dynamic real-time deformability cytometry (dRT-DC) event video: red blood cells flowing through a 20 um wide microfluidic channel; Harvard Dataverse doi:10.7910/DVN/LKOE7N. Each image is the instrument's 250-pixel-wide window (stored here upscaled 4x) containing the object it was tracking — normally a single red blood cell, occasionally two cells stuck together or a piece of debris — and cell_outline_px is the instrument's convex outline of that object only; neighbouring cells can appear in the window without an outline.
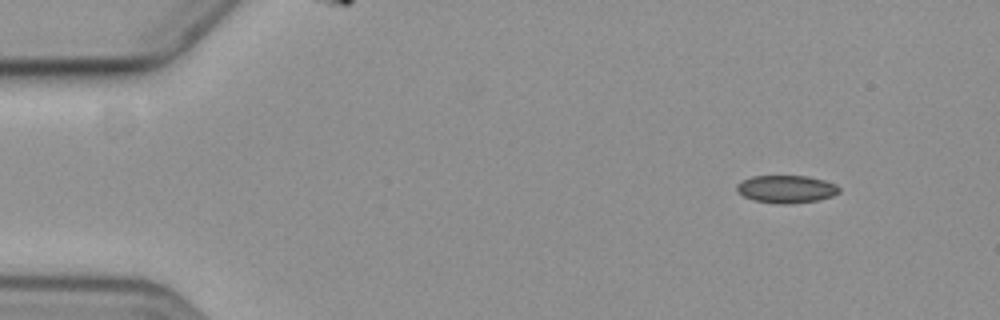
{"species": "common noctule bat (a hibernating species)", "species_latin": "Nyctalus noctula", "temperature_condition": "cold", "stored_images_in_passage": 6, "camera_frame_rate_fps": 3000, "um_per_image_px": 0.085, "animal": {"sex": "female", "body_mass_g": 19.3, "forearm_length_mm": 54.1}, "frame": {"image": 1, "passage_image": 1, "time_ms": 0.0, "image_size_px": [1000, 320], "cell_outline_px": [[840, 192], [832, 196], [816, 200], [756, 200], [744, 196], [736, 188], [736, 184], [752, 176], [808, 176], [824, 180], [836, 184], [840, 188]], "centroid_in_image_um": [66.88, 15.99], "position_along_channel_um": 18.1, "area_um2": 15.32}}
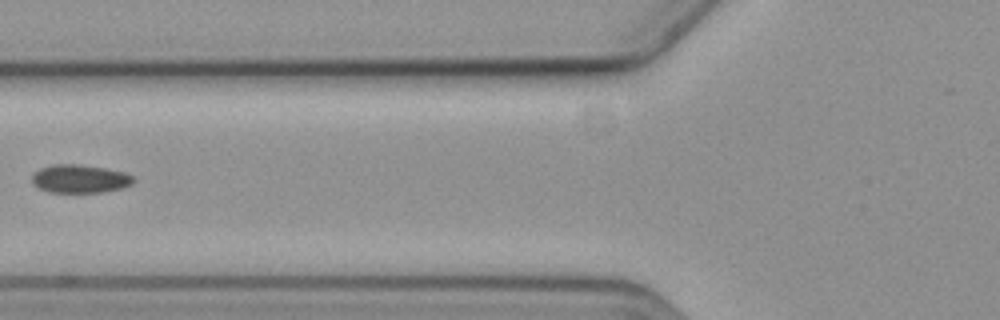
{"frame": {"image": 2, "passage_image": 5, "time_ms": 5.667, "image_size_px": [1000, 320], "cell_outline_px": [[136, 180], [132, 184], [120, 188], [100, 192], [48, 192], [32, 184], [32, 176], [40, 168], [52, 164], [76, 164], [104, 168], [124, 172], [132, 176]], "centroid_in_image_um": [6.77, 15.19], "position_along_channel_um": 119.0, "area_um2": 16.59}}
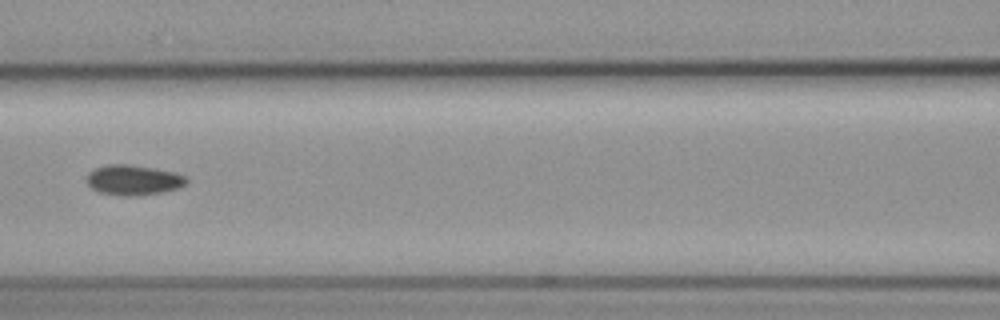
{"frame": {"image": 3, "passage_image": 6, "time_ms": 6.667, "image_size_px": [1000, 320], "cell_outline_px": [[188, 184], [176, 188], [160, 192], [140, 196], [124, 196], [100, 192], [92, 188], [84, 180], [88, 172], [96, 168], [108, 164], [128, 164], [176, 172], [188, 176]], "centroid_in_image_um": [11.34, 15.3], "position_along_channel_um": 155.3, "area_um2": 17.69}}